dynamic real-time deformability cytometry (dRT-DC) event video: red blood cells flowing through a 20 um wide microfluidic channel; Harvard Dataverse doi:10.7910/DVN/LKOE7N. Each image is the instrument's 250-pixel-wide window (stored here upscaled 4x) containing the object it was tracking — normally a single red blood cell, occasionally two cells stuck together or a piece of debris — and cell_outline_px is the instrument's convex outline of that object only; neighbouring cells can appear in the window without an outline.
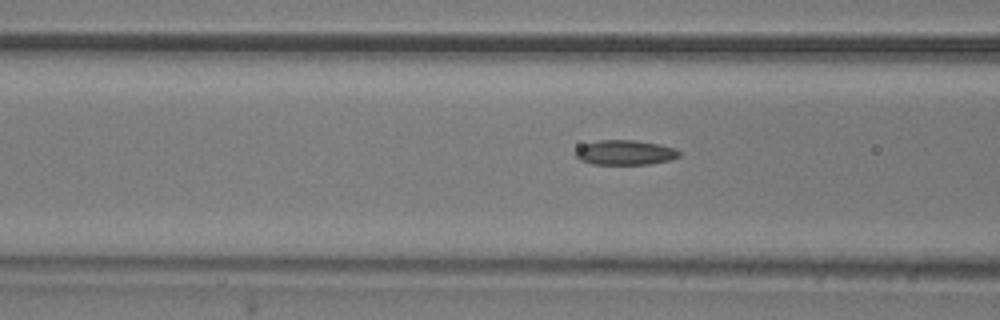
{"species": "common noctule bat (a hibernating species)", "species_latin": "Nyctalus noctula", "temperature_condition": "room temperature", "stored_images_in_passage": 9, "camera_frame_rate_fps": 3000, "um_per_image_px": 0.085, "animal": {"sex": "male", "body_mass_g": 20.5, "forearm_length_mm": 52.5}, "frame": {"image": 1, "passage_image": 7, "time_ms": 2.0, "image_size_px": [1000, 320], "cell_outline_px": [[680, 156], [668, 160], [648, 164], [592, 164], [580, 160], [572, 152], [576, 148], [584, 144], [600, 140], [636, 140], [676, 148], [680, 152]], "centroid_in_image_um": [53.08, 12.96], "position_along_channel_um": 113.5, "area_um2": 14.97}}